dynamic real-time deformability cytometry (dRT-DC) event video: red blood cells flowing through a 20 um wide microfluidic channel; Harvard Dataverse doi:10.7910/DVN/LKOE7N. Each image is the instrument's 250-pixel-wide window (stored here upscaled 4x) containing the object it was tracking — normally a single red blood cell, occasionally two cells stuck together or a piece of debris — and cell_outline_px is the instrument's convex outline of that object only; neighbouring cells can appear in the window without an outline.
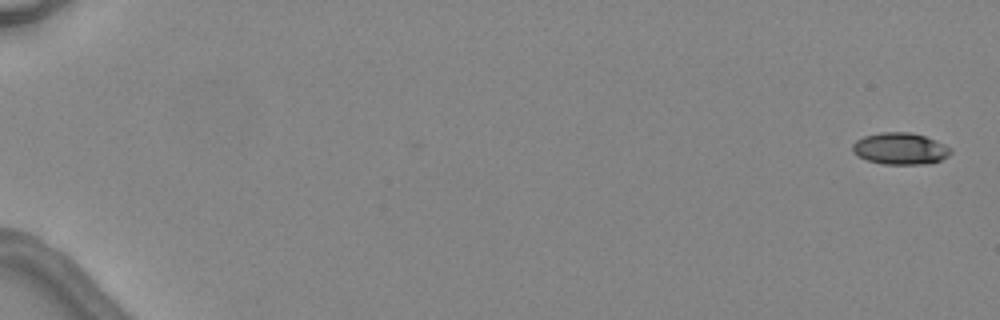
{"species": "common noctule bat (a hibernating species)", "species_latin": "Nyctalus noctula", "temperature_condition": "warm", "stored_images_in_passage": 6, "camera_frame_rate_fps": 3000, "um_per_image_px": 0.085, "animal": {"sex": "female", "body_mass_g": 24.6, "forearm_length_mm": 56.2}, "frame": {"image": 1, "passage_image": 1, "time_ms": 0.0, "image_size_px": [1000, 320], "cell_outline_px": [[952, 152], [948, 156], [940, 160], [928, 164], [884, 164], [868, 160], [856, 156], [852, 152], [852, 144], [856, 140], [864, 136], [880, 132], [908, 132], [924, 136], [936, 140], [952, 148]], "centroid_in_image_um": [76.51, 12.63], "position_along_channel_um": 8.5, "area_um2": 18.26}}
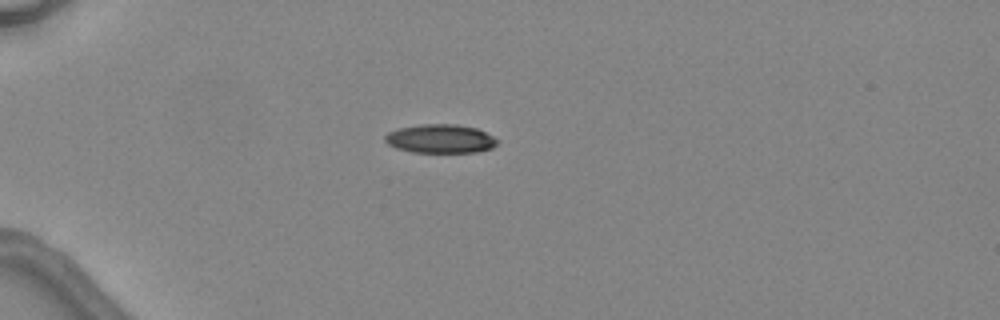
{"frame": {"image": 2, "passage_image": 4, "time_ms": 4.667, "image_size_px": [1000, 320], "cell_outline_px": [[500, 140], [492, 148], [476, 152], [412, 152], [396, 148], [388, 144], [384, 140], [384, 136], [388, 132], [400, 128], [424, 124], [456, 124], [476, 128]], "centroid_in_image_um": [37.43, 11.79], "position_along_channel_um": 47.6, "area_um2": 18.73}}